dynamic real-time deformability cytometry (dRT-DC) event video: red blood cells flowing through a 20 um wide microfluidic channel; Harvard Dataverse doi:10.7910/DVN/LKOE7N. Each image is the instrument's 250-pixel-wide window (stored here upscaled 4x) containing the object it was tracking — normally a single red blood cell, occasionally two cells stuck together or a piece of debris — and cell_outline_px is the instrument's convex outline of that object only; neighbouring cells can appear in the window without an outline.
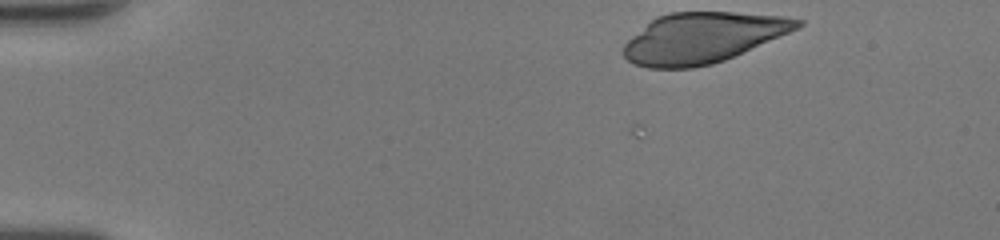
{"species": "human", "species_latin": "Homo sapiens", "temperature_condition": "room temperature", "stored_images_in_passage": 2, "camera_frame_rate_fps": 3000, "um_per_image_px": 0.085, "donor": {"sex": "female"}, "frame": {"image": 1, "passage_image": 1, "time_ms": 0.0, "image_size_px": [1000, 240], "cell_outline_px": [[804, 24], [788, 32], [724, 60], [712, 64], [692, 68], [648, 68], [636, 64], [628, 60], [624, 56], [624, 44], [632, 36], [656, 16], [672, 12], [732, 12], [784, 16], [804, 20]], "centroid_in_image_um": [59.7, 3.2], "position_along_channel_um": 25.3, "area_um2": 50.52}}